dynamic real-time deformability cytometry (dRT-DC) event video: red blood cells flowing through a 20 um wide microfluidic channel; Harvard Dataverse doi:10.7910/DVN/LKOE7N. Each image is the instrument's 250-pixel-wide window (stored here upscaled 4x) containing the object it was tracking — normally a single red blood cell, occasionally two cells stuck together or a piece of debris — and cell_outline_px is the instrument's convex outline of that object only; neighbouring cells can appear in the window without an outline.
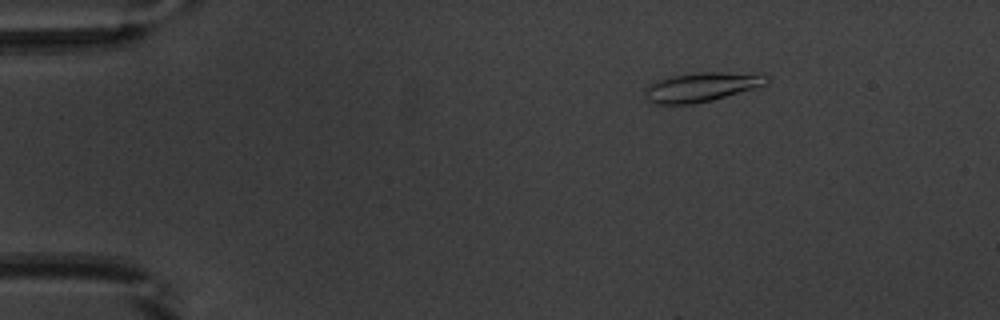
{"species": "common noctule bat (a hibernating species)", "species_latin": "Nyctalus noctula", "temperature_condition": "warm", "stored_images_in_passage": 53, "camera_frame_rate_fps": 3000, "um_per_image_px": 0.085, "animal": {"sex": "male", "body_mass_g": 20.1, "forearm_length_mm": 53.5}, "frame": {"image": 1, "passage_image": 9, "time_ms": 2.667, "image_size_px": [1000, 320], "cell_outline_px": [[764, 84], [752, 88], [712, 100], [692, 104], [652, 104], [648, 100], [644, 92], [644, 88], [648, 84], [672, 76], [700, 72], [764, 72]], "centroid_in_image_um": [59.57, 7.38], "position_along_channel_um": 25.4, "area_um2": 20.52}}
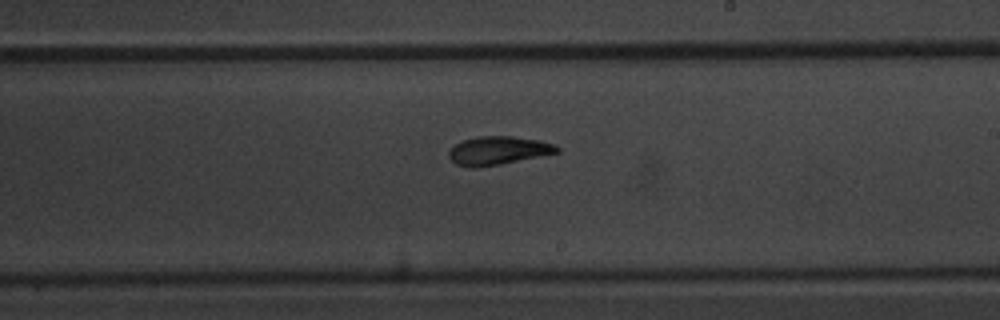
{"frame": {"image": 2, "passage_image": 32, "time_ms": 10.333, "image_size_px": [1000, 320], "cell_outline_px": [[560, 152], [500, 164], [472, 168], [456, 164], [448, 156], [448, 152], [456, 144], [464, 140], [476, 136], [512, 136], [540, 140], [556, 144], [560, 148]], "centroid_in_image_um": [42.37, 12.79], "position_along_channel_um": 246.6, "area_um2": 17.86}}
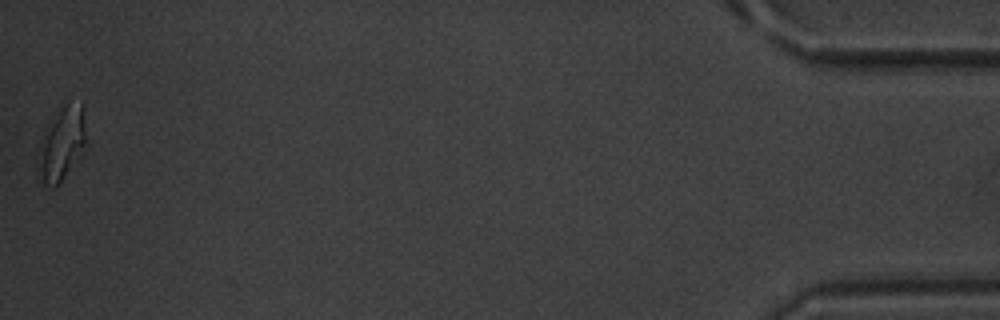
{"frame": {"image": 3, "passage_image": 53, "time_ms": 17.333, "image_size_px": [1000, 320], "cell_outline_px": [[84, 144], [60, 180], [52, 188], [36, 180], [44, 148], [52, 124], [64, 104], [68, 100], [84, 104]], "centroid_in_image_um": [5.3, 12.2], "position_along_channel_um": 429.9, "area_um2": 18.03}, "authors_computed_cell_mechanics": {"area_um2": 18.0914, "velocity_mm_per_s": 3.8994, "shape_relaxation_time_tau1_ms": 4.4887, "shape_relaxation_time_tau2_ms": 3.5051, "deformation_change_tau1": 0.1577, "deformation_change_tau2": 0.0997}}